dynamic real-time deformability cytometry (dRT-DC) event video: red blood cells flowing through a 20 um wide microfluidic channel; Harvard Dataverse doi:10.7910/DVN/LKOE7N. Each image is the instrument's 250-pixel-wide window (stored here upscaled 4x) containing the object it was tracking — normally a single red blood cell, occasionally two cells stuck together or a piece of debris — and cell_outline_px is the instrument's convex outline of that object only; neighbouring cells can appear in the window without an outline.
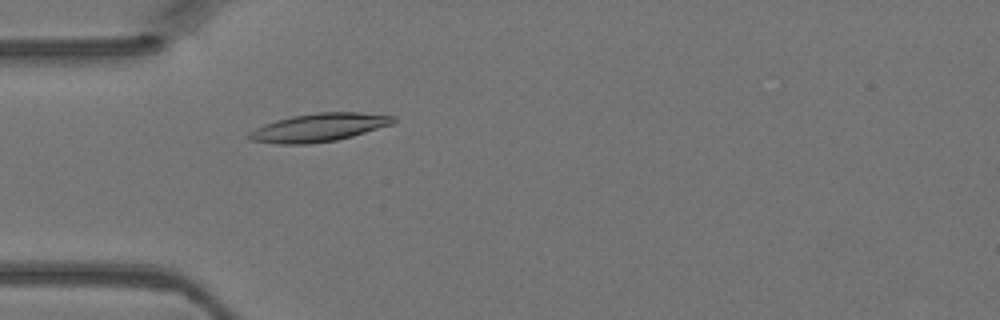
{"species": "Egyptian fruit bat (a non-hibernating species)", "species_latin": "Rousettus aegyptiacus", "temperature_condition": "warm", "stored_images_in_passage": 4, "camera_frame_rate_fps": 3000, "um_per_image_px": 0.085, "animal": {"sex": "female"}, "frame": {"image": 1, "passage_image": 4, "time_ms": 1.0, "image_size_px": [1000, 320], "cell_outline_px": [[396, 120], [392, 124], [352, 136], [336, 140], [308, 144], [276, 144], [248, 140], [248, 132], [264, 124], [276, 120], [292, 116], [316, 112], [360, 112], [396, 116]], "centroid_in_image_um": [27.08, 10.83], "position_along_channel_um": 57.9, "area_um2": 23.76}}